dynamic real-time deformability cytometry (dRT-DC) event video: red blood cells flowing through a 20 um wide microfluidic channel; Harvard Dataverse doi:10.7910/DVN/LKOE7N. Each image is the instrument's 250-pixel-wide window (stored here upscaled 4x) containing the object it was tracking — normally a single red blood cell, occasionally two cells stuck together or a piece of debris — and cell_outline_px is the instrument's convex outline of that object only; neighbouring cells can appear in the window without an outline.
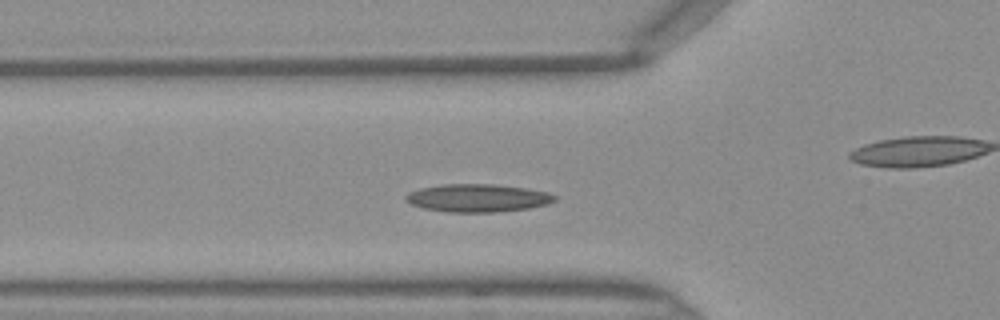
{"species": "Egyptian fruit bat (a non-hibernating species)", "species_latin": "Rousettus aegyptiacus", "temperature_condition": "warm", "stored_images_in_passage": 38, "camera_frame_rate_fps": 3000, "um_per_image_px": 0.085, "frame": {"image": 1, "passage_image": 7, "time_ms": 2.0, "image_size_px": [1000, 320], "cell_outline_px": [[556, 200], [548, 204], [528, 208], [496, 212], [448, 212], [424, 208], [412, 204], [404, 200], [404, 196], [408, 192], [420, 188], [444, 184], [492, 184], [524, 188], [548, 192], [556, 196]], "centroid_in_image_um": [40.58, 16.83], "position_along_channel_um": 85.2, "area_um2": 24.16}}
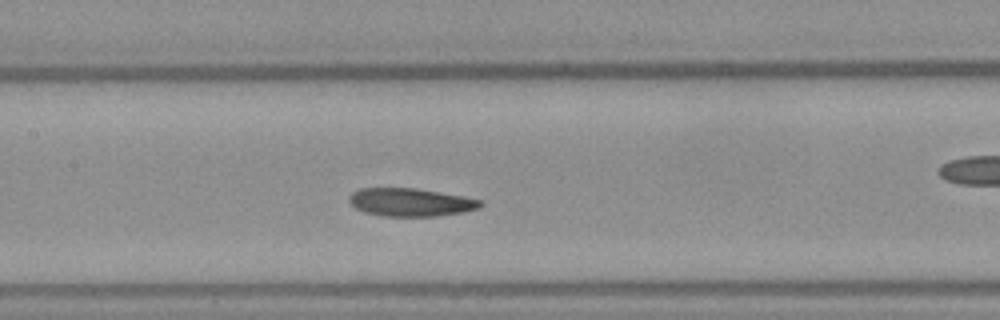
{"frame": {"image": 2, "passage_image": 13, "time_ms": 4.0, "image_size_px": [1000, 320], "cell_outline_px": [[484, 204], [480, 208], [464, 212], [436, 216], [380, 216], [364, 212], [356, 208], [348, 200], [348, 196], [352, 192], [360, 188], [416, 188], [464, 196], [480, 200]], "centroid_in_image_um": [34.9, 17.19], "position_along_channel_um": 172.5, "area_um2": 21.62}}
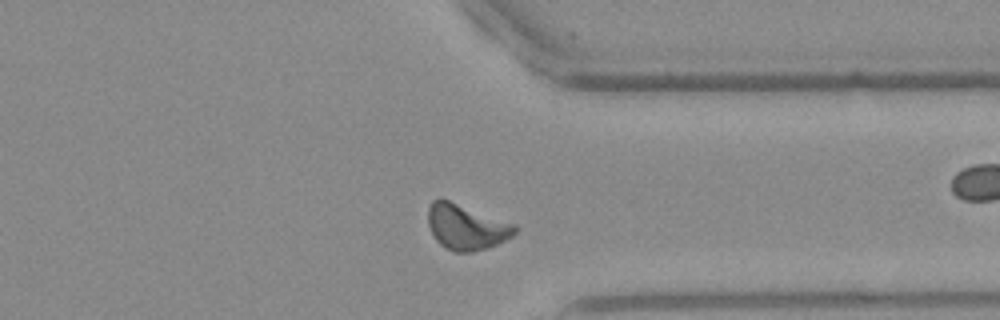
{"frame": {"image": 3, "passage_image": 27, "time_ms": 8.667, "image_size_px": [1000, 320], "cell_outline_px": [[520, 228], [512, 236], [488, 248], [472, 252], [456, 252], [444, 248], [436, 240], [428, 224], [428, 208], [432, 200], [440, 196], [516, 224]], "centroid_in_image_um": [39.63, 19.26], "position_along_channel_um": 371.8, "area_um2": 23.41}}